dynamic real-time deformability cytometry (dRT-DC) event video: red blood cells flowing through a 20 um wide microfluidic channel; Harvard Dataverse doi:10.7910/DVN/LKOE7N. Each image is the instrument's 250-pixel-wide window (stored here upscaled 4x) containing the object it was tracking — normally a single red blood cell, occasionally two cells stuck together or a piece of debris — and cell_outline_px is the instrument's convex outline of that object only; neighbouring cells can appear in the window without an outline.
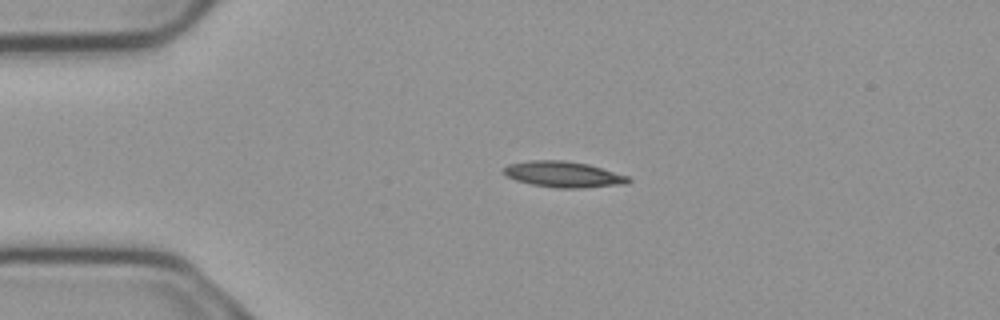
{"species": "common noctule bat (a hibernating species)", "species_latin": "Nyctalus noctula", "temperature_condition": "cold", "stored_images_in_passage": 4, "camera_frame_rate_fps": 3000, "um_per_image_px": 0.085, "animal": {"sex": "male", "body_mass_g": 23.1, "forearm_length_mm": 52.7}, "frame": {"image": 1, "passage_image": 3, "time_ms": 0.667, "image_size_px": [1000, 320], "cell_outline_px": [[632, 180], [628, 184], [576, 188], [560, 188], [532, 184], [516, 180], [508, 176], [504, 172], [504, 168], [508, 164], [528, 160], [564, 160], [588, 164], [628, 176]], "centroid_in_image_um": [47.91, 14.81], "position_along_channel_um": 37.1, "area_um2": 18.67}}